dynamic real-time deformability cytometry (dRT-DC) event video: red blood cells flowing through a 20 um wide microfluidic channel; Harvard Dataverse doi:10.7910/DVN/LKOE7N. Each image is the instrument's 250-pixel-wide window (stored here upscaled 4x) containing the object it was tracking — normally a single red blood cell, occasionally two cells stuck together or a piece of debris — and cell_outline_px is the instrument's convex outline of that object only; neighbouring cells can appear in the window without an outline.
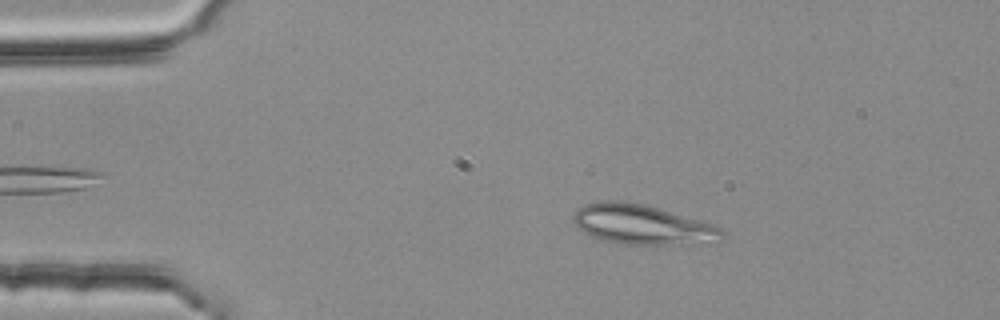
{"species": "common noctule bat (a hibernating species)", "species_latin": "Nyctalus noctula", "temperature_condition": "room temperature", "stored_images_in_passage": 3, "camera_frame_rate_fps": 3000, "um_per_image_px": 0.085, "animal": {"sex": "female", "body_mass_g": 25.1}, "frame": {"image": 1, "passage_image": 2, "time_ms": 0.333, "image_size_px": [1000, 320], "cell_outline_px": [[724, 232], [716, 244], [620, 244], [600, 240], [584, 232], [572, 220], [572, 216], [584, 204], [600, 200], [616, 200], [644, 204], [716, 224]], "centroid_in_image_um": [54.64, 19.1], "position_along_channel_um": 30.4, "area_um2": 34.8}}